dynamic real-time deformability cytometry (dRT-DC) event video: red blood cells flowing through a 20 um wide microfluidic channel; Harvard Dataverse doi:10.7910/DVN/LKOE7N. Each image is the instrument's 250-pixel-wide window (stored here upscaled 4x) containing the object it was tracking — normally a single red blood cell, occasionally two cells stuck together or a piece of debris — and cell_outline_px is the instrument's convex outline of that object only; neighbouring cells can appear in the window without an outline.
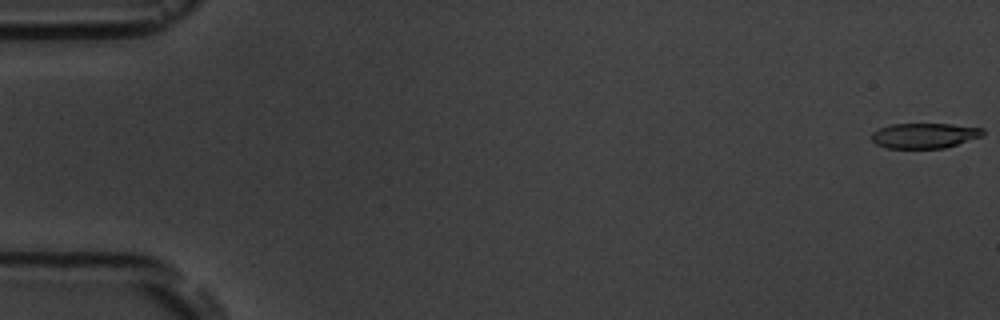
{"species": "common noctule bat (a hibernating species)", "species_latin": "Nyctalus noctula", "temperature_condition": "room temperature", "stored_images_in_passage": 3, "camera_frame_rate_fps": 3000, "um_per_image_px": 0.085, "animal": {"sex": "male", "body_mass_g": 19.5, "forearm_length_mm": 54.6}, "frame": {"image": 1, "passage_image": 1, "time_ms": 0.0, "image_size_px": [1000, 320], "cell_outline_px": [[984, 136], [944, 148], [888, 148], [876, 144], [872, 140], [872, 132], [880, 128], [892, 124], [952, 124], [984, 128]], "centroid_in_image_um": [78.61, 11.52], "position_along_channel_um": 6.4, "area_um2": 16.36}}